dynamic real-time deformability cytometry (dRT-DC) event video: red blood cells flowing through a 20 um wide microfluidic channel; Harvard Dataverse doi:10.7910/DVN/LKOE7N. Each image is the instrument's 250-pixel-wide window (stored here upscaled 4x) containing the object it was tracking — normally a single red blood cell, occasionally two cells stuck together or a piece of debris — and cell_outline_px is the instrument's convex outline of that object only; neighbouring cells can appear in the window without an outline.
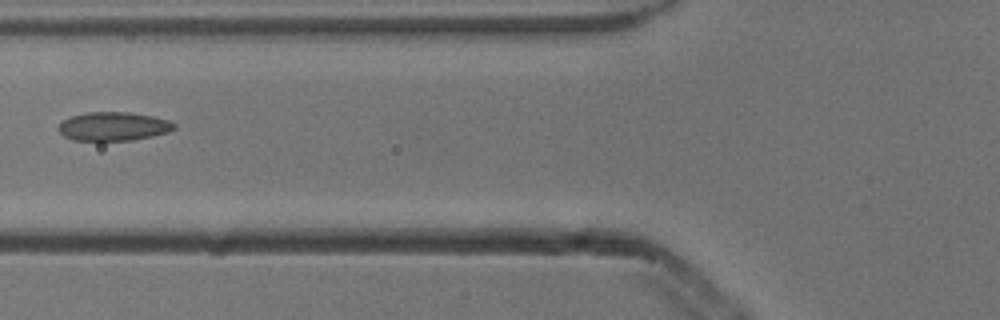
{"species": "common noctule bat (a hibernating species)", "species_latin": "Nyctalus noctula", "temperature_condition": "cold", "stored_images_in_passage": 6, "camera_frame_rate_fps": 3000, "um_per_image_px": 0.085, "animal": {"sex": "male", "body_mass_g": 13.3}, "frame": {"image": 1, "passage_image": 6, "time_ms": 1.667, "image_size_px": [1000, 320], "cell_outline_px": [[176, 128], [168, 132], [152, 136], [132, 140], [72, 140], [64, 136], [56, 128], [64, 120], [72, 116], [84, 112], [128, 112], [152, 116], [168, 120], [176, 124]], "centroid_in_image_um": [9.64, 10.74], "position_along_channel_um": 116.2, "area_um2": 19.31}}